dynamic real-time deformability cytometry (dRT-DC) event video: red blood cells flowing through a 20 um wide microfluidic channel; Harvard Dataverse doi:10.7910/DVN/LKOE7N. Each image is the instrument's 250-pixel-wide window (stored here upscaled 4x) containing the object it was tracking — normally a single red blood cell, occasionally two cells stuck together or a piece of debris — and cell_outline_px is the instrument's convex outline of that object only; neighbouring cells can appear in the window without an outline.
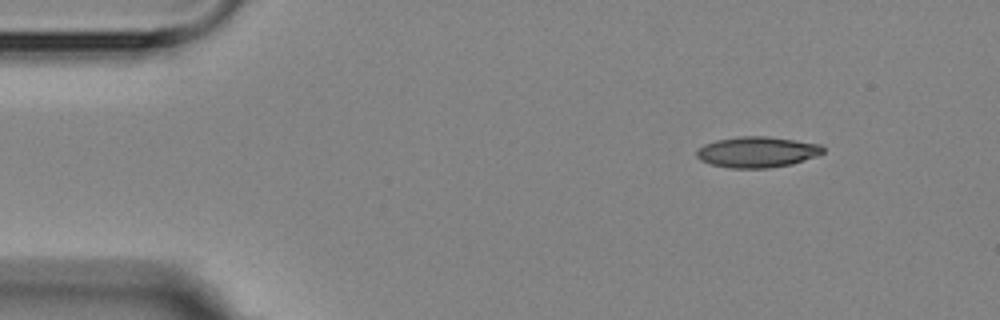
{"species": "Egyptian fruit bat (a non-hibernating species)", "species_latin": "Rousettus aegyptiacus", "temperature_condition": "room temperature", "stored_images_in_passage": 8, "camera_frame_rate_fps": 3000, "um_per_image_px": 0.085, "animal": {"sex": "female"}, "frame": {"image": 1, "passage_image": 1, "time_ms": 0.0, "image_size_px": [1000, 320], "cell_outline_px": [[824, 152], [816, 156], [792, 164], [768, 168], [728, 168], [712, 164], [700, 160], [696, 156], [696, 152], [704, 144], [716, 140], [740, 136], [764, 136], [820, 144], [824, 148]], "centroid_in_image_um": [64.34, 12.93], "position_along_channel_um": 20.7, "area_um2": 22.54}}
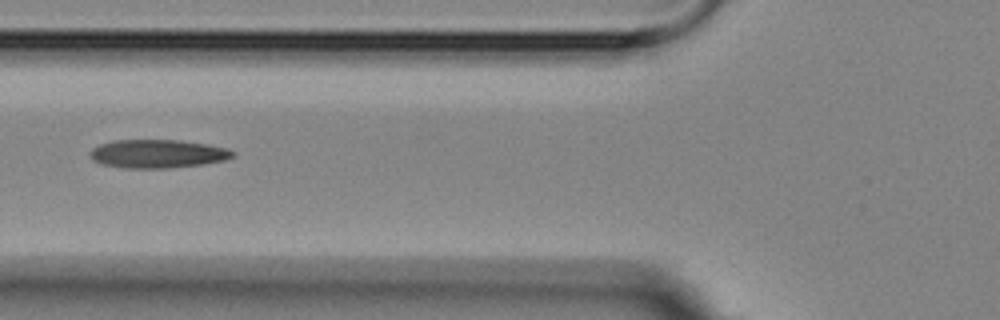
{"frame": {"image": 2, "passage_image": 5, "time_ms": 4.667, "image_size_px": [1000, 320], "cell_outline_px": [[236, 156], [224, 160], [200, 164], [168, 168], [124, 168], [100, 164], [92, 160], [88, 156], [92, 148], [100, 144], [112, 140], [180, 140], [208, 144], [228, 148], [236, 152]], "centroid_in_image_um": [13.38, 13.06], "position_along_channel_um": 112.4, "area_um2": 23.87}}
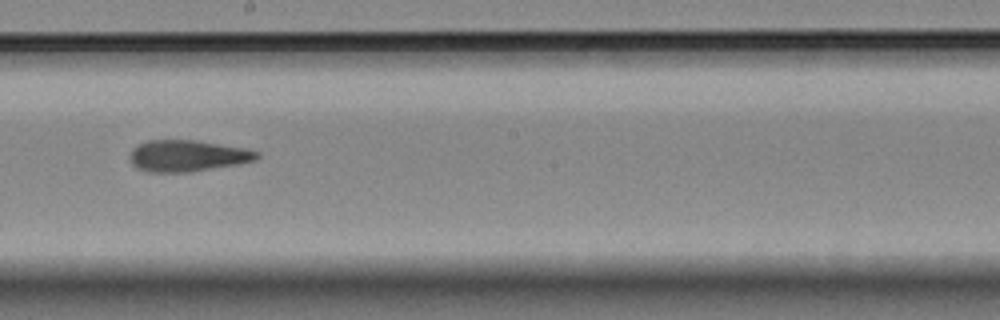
{"frame": {"image": 3, "passage_image": 8, "time_ms": 8.0, "image_size_px": [1000, 320], "cell_outline_px": [[260, 156], [256, 160], [236, 164], [192, 172], [148, 172], [136, 168], [132, 164], [128, 156], [132, 148], [148, 140], [192, 140], [244, 148], [260, 152]], "centroid_in_image_um": [15.89, 13.25], "position_along_channel_um": 232.3, "area_um2": 23.24}}